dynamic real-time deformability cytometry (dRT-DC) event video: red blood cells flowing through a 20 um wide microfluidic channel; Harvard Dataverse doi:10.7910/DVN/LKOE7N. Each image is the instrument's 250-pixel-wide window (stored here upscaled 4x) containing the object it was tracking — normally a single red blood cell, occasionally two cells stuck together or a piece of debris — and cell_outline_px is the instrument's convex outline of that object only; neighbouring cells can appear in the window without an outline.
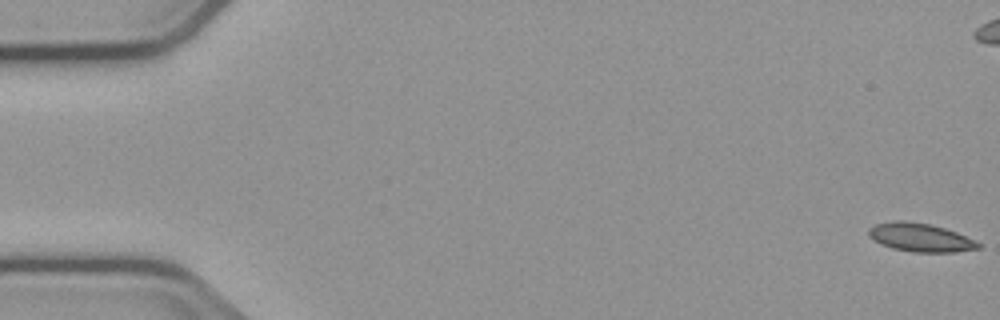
{"species": "common noctule bat (a hibernating species)", "species_latin": "Nyctalus noctula", "temperature_condition": "cold", "stored_images_in_passage": 7, "camera_frame_rate_fps": 3000, "um_per_image_px": 0.085, "animal": {"sex": "male", "body_mass_g": 23.1, "forearm_length_mm": 52.7}, "frame": {"image": 1, "passage_image": 1, "time_ms": 0.0, "image_size_px": [1000, 320], "cell_outline_px": [[980, 248], [956, 252], [912, 252], [892, 248], [880, 244], [872, 240], [868, 236], [868, 228], [876, 224], [896, 220], [904, 220], [928, 224], [944, 228], [956, 232], [976, 240], [980, 244]], "centroid_in_image_um": [78.2, 20.19], "position_along_channel_um": 6.8, "area_um2": 18.26}}